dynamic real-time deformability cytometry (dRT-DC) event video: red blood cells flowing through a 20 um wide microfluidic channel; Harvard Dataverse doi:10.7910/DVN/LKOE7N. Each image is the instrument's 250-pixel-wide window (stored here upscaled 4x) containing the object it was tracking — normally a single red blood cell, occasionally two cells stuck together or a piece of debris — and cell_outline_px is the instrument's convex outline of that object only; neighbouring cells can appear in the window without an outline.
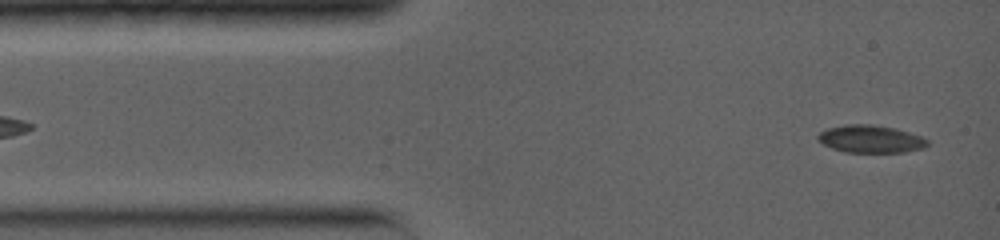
{"species": "common noctule bat (a hibernating species)", "species_latin": "Nyctalus noctula", "temperature_condition": "warm", "stored_images_in_passage": 3, "camera_frame_rate_fps": 5000, "um_per_image_px": 0.085, "animal": {"sex": "female", "body_mass_g": 19.0, "forearm_length_mm": 56.7}, "frame": {"image": 1, "passage_image": 3, "time_ms": 1.8, "image_size_px": [1000, 240], "cell_outline_px": [[928, 144], [924, 148], [904, 152], [844, 152], [832, 148], [816, 140], [816, 136], [820, 132], [828, 128], [844, 124], [868, 124], [892, 128], [908, 132], [920, 136], [928, 140]], "centroid_in_image_um": [73.96, 11.82], "position_along_channel_um": 11.0, "area_um2": 17.51}}